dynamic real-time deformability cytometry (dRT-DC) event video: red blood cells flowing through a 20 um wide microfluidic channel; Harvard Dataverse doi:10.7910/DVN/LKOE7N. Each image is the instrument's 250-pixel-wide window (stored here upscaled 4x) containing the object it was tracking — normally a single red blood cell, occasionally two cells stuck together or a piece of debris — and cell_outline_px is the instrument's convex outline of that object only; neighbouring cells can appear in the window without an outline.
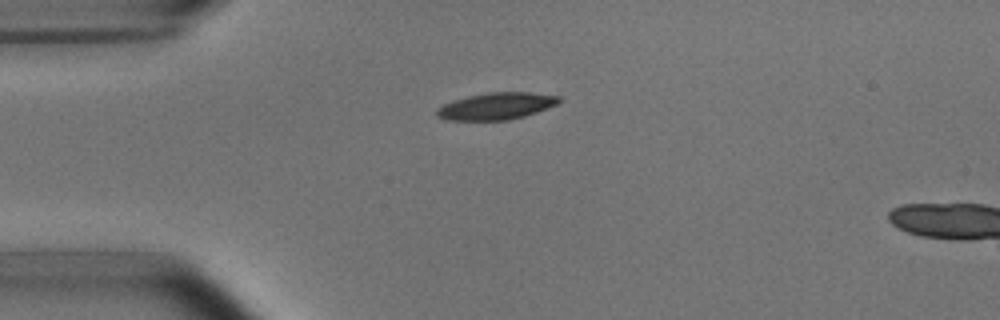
{"species": "common noctule bat (a hibernating species)", "species_latin": "Nyctalus noctula", "temperature_condition": "room temperature", "stored_images_in_passage": 2, "camera_frame_rate_fps": 3000, "um_per_image_px": 0.085, "animal": {"sex": "male", "body_mass_g": 15.6}, "frame": {"image": 1, "passage_image": 1, "time_ms": 0.0, "image_size_px": [1000, 320], "cell_outline_px": [[564, 100], [556, 104], [536, 112], [524, 116], [508, 120], [448, 120], [436, 116], [436, 108], [452, 100], [468, 96], [488, 92], [528, 92], [560, 96]], "centroid_in_image_um": [42.18, 9.01], "position_along_channel_um": 42.8, "area_um2": 19.19}}